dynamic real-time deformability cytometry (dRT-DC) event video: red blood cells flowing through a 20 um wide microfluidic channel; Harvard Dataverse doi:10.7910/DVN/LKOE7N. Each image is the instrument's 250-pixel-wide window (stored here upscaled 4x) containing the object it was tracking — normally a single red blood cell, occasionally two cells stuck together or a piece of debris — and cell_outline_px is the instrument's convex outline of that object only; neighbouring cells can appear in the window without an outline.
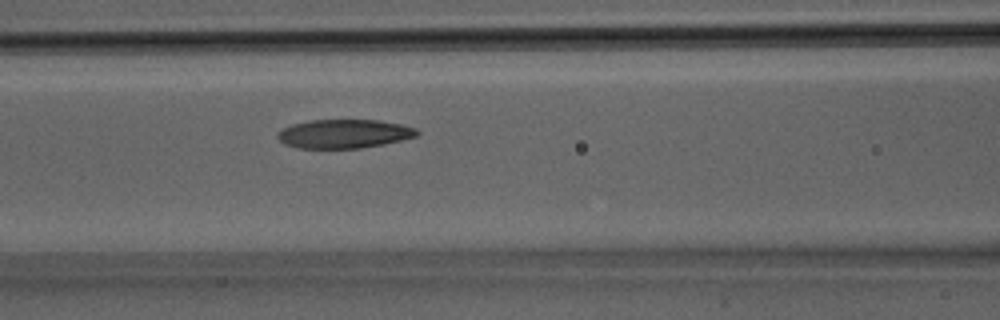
{"species": "Egyptian fruit bat (a non-hibernating species)", "species_latin": "Rousettus aegyptiacus", "temperature_condition": "room temperature", "stored_images_in_passage": 15, "camera_frame_rate_fps": 3000, "um_per_image_px": 0.085, "animal": {"sex": "male"}, "frame": {"image": 1, "passage_image": 13, "time_ms": 4.0, "image_size_px": [1000, 320], "cell_outline_px": [[420, 132], [416, 136], [384, 144], [360, 148], [296, 148], [284, 144], [276, 136], [276, 132], [292, 124], [308, 120], [380, 120], [400, 124], [416, 128]], "centroid_in_image_um": [29.22, 11.37], "position_along_channel_um": 137.4, "area_um2": 23.47}}